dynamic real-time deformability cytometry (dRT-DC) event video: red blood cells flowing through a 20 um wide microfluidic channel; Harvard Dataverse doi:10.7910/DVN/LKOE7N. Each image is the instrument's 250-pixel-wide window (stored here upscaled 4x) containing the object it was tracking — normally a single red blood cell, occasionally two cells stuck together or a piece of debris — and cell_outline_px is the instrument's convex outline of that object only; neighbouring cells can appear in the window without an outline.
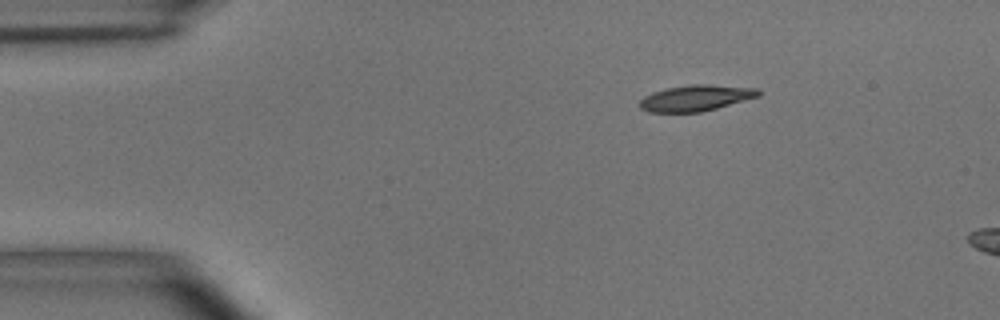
{"species": "common noctule bat (a hibernating species)", "species_latin": "Nyctalus noctula", "temperature_condition": "room temperature", "stored_images_in_passage": 7, "camera_frame_rate_fps": 3000, "um_per_image_px": 0.085, "animal": {"sex": "male", "body_mass_g": 15.6}, "frame": {"image": 1, "passage_image": 2, "time_ms": 0.333, "image_size_px": [1000, 320], "cell_outline_px": [[760, 96], [716, 108], [700, 112], [648, 112], [640, 108], [640, 100], [644, 96], [652, 92], [668, 88], [692, 84], [708, 84], [760, 88]], "centroid_in_image_um": [59.16, 8.32], "position_along_channel_um": 25.8, "area_um2": 17.98}}